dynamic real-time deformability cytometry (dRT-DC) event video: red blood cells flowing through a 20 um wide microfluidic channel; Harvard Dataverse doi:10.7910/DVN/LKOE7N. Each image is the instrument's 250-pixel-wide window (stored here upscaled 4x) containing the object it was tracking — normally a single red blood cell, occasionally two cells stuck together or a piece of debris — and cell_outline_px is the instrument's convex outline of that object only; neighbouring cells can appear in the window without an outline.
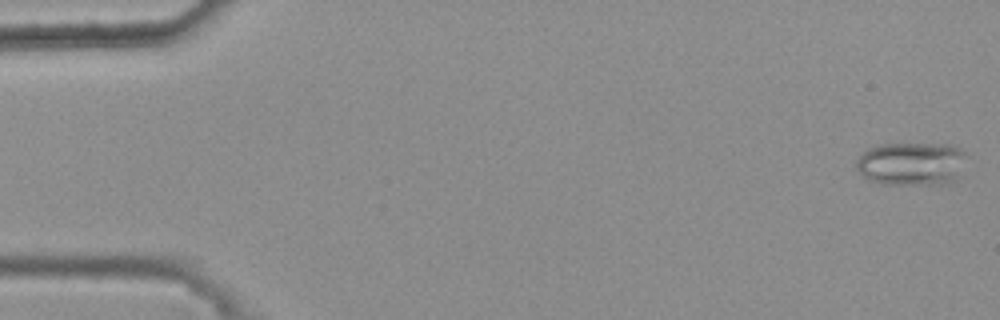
{"species": "common noctule bat (a hibernating species)", "species_latin": "Nyctalus noctula", "temperature_condition": "warm", "stored_images_in_passage": 47, "camera_frame_rate_fps": 3000, "um_per_image_px": 0.085, "animal": {"sex": "female", "body_mass_g": 25.1}, "frame": {"image": 1, "passage_image": 1, "time_ms": 0.0, "image_size_px": [1000, 320], "cell_outline_px": [[964, 152], [956, 180], [940, 184], [880, 184], [868, 180], [856, 168], [856, 160], [868, 148], [884, 144], [948, 144], [960, 148]], "centroid_in_image_um": [77.41, 13.92], "position_along_channel_um": 7.6, "area_um2": 27.46}}
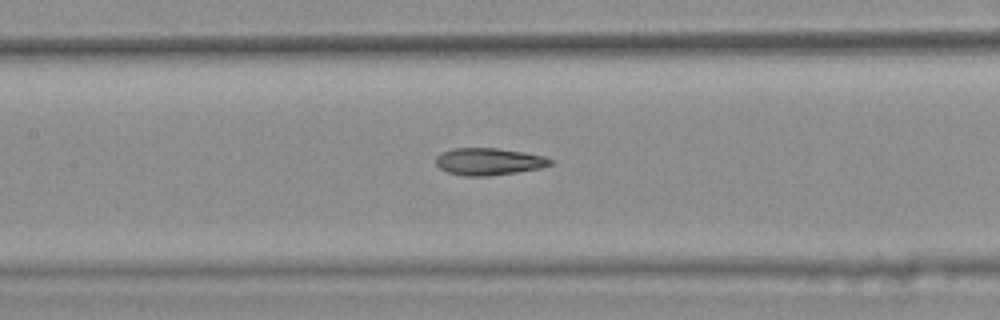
{"frame": {"image": 2, "passage_image": 25, "time_ms": 8.0, "image_size_px": [1000, 320], "cell_outline_px": [[556, 160], [552, 164], [540, 168], [516, 172], [488, 176], [464, 176], [448, 172], [440, 168], [436, 164], [436, 156], [452, 148], [496, 148], [524, 152], [544, 156]], "centroid_in_image_um": [41.57, 13.73], "position_along_channel_um": 165.8, "area_um2": 18.09}}
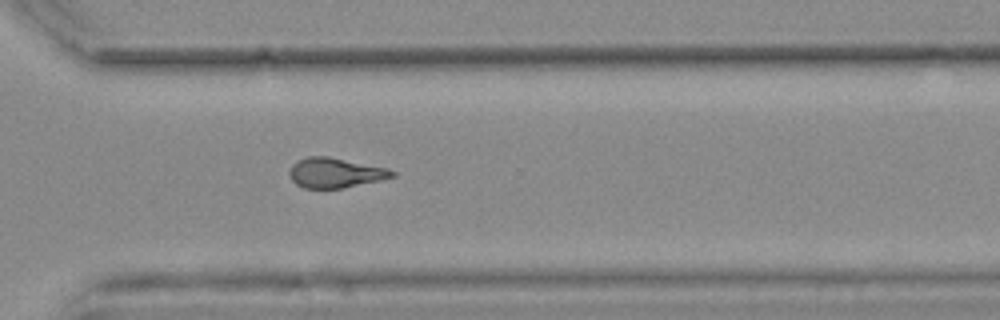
{"frame": {"image": 3, "passage_image": 39, "time_ms": 12.667, "image_size_px": [1000, 320], "cell_outline_px": [[396, 176], [380, 180], [344, 188], [304, 188], [296, 184], [292, 180], [288, 172], [292, 164], [296, 160], [308, 156], [328, 156], [388, 168], [396, 172]], "centroid_in_image_um": [28.49, 14.68], "position_along_channel_um": 342.1, "area_um2": 18.03}, "authors_computed_cell_mechanics": {"area_um2": 18.1492, "velocity_mm_per_s": 3.7777, "shape_relaxation_time_tau1_ms": null, "shape_relaxation_time_tau2_ms": 2.4965, "deformation_change_tau1": null, "deformation_change_tau2": 0.1153}}